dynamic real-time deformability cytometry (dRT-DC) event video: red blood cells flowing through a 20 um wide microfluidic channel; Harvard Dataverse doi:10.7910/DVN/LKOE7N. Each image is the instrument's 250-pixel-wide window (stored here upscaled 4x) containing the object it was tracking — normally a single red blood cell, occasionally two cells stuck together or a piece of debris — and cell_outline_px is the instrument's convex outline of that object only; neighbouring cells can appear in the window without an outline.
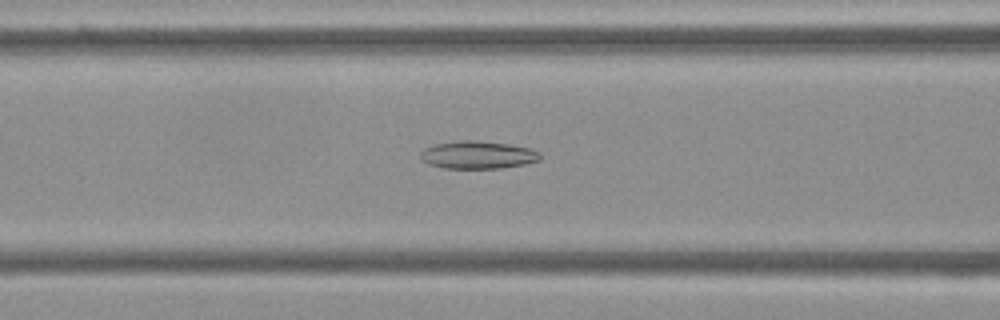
{"species": "Egyptian fruit bat (a non-hibernating species)", "species_latin": "Rousettus aegyptiacus", "temperature_condition": "cold", "stored_images_in_passage": 54, "camera_frame_rate_fps": 3000, "um_per_image_px": 0.085, "frame": {"image": 1, "passage_image": 22, "time_ms": 7.0, "image_size_px": [1000, 320], "cell_outline_px": [[540, 160], [524, 164], [500, 168], [444, 168], [428, 164], [420, 156], [420, 152], [424, 148], [432, 144], [460, 140], [476, 140], [508, 144], [532, 148], [540, 152]], "centroid_in_image_um": [40.6, 13.15], "position_along_channel_um": 126.0, "area_um2": 19.42}}
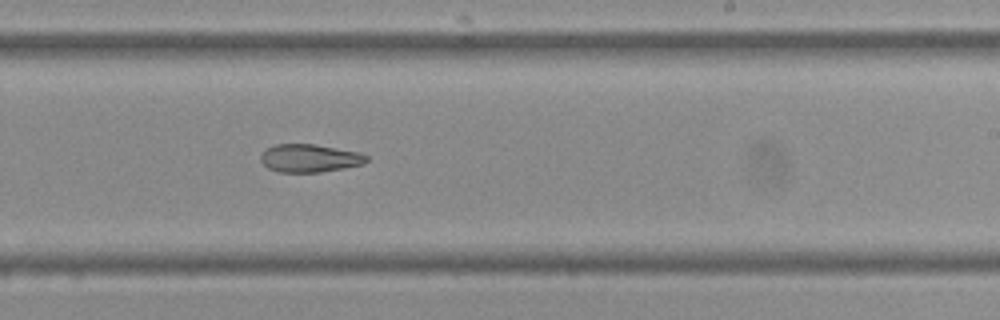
{"frame": {"image": 2, "passage_image": 33, "time_ms": 10.667, "image_size_px": [1000, 320], "cell_outline_px": [[368, 160], [364, 164], [344, 168], [320, 172], [276, 172], [268, 168], [260, 160], [260, 156], [268, 148], [276, 144], [316, 144], [360, 152], [368, 156]], "centroid_in_image_um": [26.35, 13.45], "position_along_channel_um": 262.7, "area_um2": 17.34}}
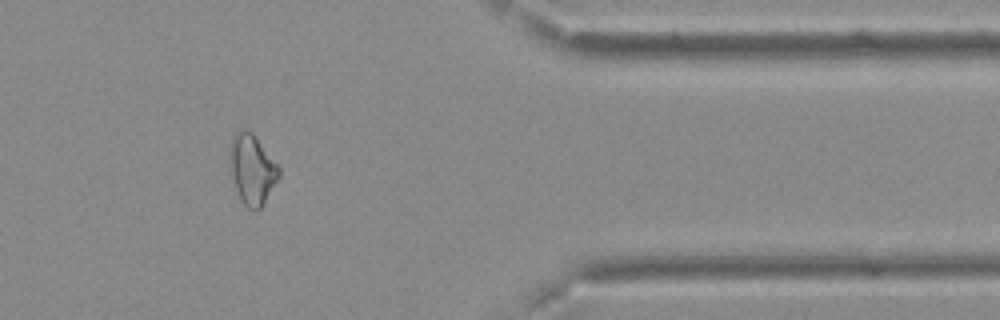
{"frame": {"image": 3, "passage_image": 45, "time_ms": 14.667, "image_size_px": [1000, 320], "cell_outline_px": [[280, 176], [260, 208], [248, 208], [240, 200], [236, 192], [228, 160], [228, 152], [232, 136], [236, 132], [252, 132], [280, 168]], "centroid_in_image_um": [21.39, 14.39], "position_along_channel_um": 390.0, "area_um2": 19.77}}